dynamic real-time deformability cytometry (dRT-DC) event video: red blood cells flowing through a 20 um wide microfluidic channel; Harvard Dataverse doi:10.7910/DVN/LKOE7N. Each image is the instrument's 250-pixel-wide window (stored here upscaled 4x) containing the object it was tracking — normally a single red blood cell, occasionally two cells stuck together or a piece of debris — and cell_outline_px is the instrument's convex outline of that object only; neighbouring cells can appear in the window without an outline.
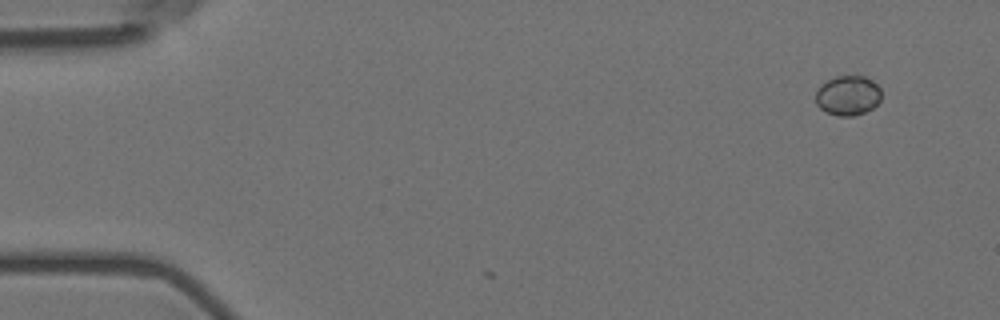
{"species": "Egyptian fruit bat (a non-hibernating species)", "species_latin": "Rousettus aegyptiacus", "temperature_condition": "room temperature", "stored_images_in_passage": 4, "camera_frame_rate_fps": 3000, "um_per_image_px": 0.085, "animal": {"sex": "female"}, "frame": {"image": 1, "passage_image": 1, "time_ms": 0.0, "image_size_px": [1000, 320], "cell_outline_px": [[880, 100], [872, 108], [856, 116], [840, 116], [824, 112], [816, 104], [816, 88], [820, 84], [836, 76], [864, 76], [872, 80], [880, 88]], "centroid_in_image_um": [72.04, 8.12], "position_along_channel_um": 13.0, "area_um2": 15.32}}